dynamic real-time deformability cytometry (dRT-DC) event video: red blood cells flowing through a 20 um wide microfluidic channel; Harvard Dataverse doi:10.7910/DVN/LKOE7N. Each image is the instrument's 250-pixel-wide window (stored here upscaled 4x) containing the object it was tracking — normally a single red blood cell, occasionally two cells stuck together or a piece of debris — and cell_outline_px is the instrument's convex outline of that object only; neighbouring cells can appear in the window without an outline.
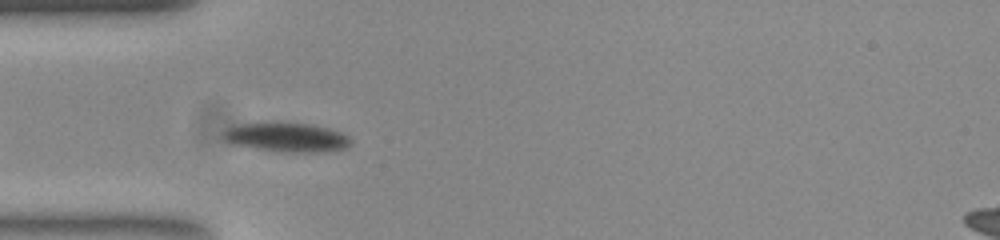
{"species": "common noctule bat (a hibernating species)", "species_latin": "Nyctalus noctula", "temperature_condition": "room temperature", "stored_images_in_passage": 43, "camera_frame_rate_fps": 3000, "um_per_image_px": 0.085, "animal": {"sex": "female", "body_mass_g": 23.0, "forearm_length_mm": 53.4}, "frame": {"image": 1, "passage_image": 3, "time_ms": 0.667, "image_size_px": [1000, 240], "cell_outline_px": [[352, 144], [344, 148], [316, 152], [280, 152], [236, 144], [224, 140], [224, 132], [228, 128], [240, 124], [308, 124], [328, 128], [340, 132], [348, 136], [352, 140]], "centroid_in_image_um": [24.43, 11.69], "position_along_channel_um": 60.6, "area_um2": 20.87}}
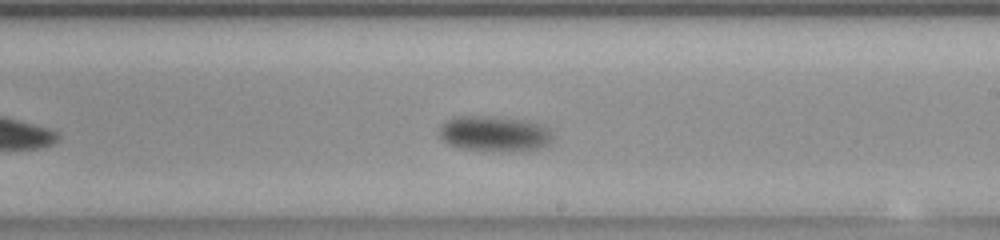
{"frame": {"image": 2, "passage_image": 19, "time_ms": 6.0, "image_size_px": [1000, 240], "cell_outline_px": [[552, 140], [548, 144], [536, 152], [500, 152], [464, 148], [448, 144], [440, 136], [440, 128], [444, 120], [452, 116], [492, 116], [524, 120], [540, 124], [548, 128], [552, 136]], "centroid_in_image_um": [42.07, 11.39], "position_along_channel_um": 246.9, "area_um2": 24.04}}
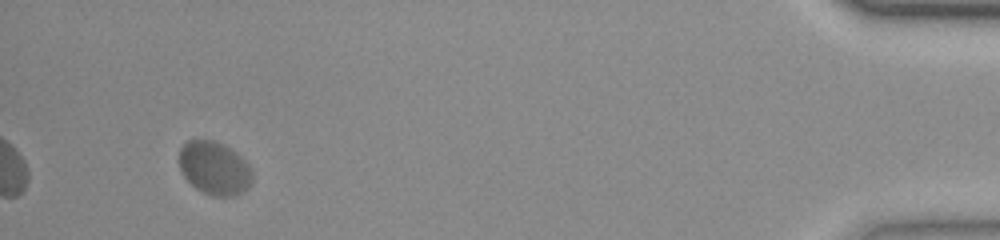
{"frame": {"image": 3, "passage_image": 40, "time_ms": 13.0, "image_size_px": [1000, 240], "cell_outline_px": [[252, 180], [236, 196], [212, 196], [196, 188], [184, 176], [180, 168], [180, 148], [188, 140], [212, 140], [224, 144], [236, 152], [248, 164], [252, 172]], "centroid_in_image_um": [18.22, 14.27], "position_along_channel_um": 417.0, "area_um2": 22.37}, "authors_computed_cell_mechanics": {"area_um2": 22.542, "velocity_mm_per_s": 3.5339, "shape_relaxation_time_tau1_ms": 7.4038, "shape_relaxation_time_tau2_ms": null, "deformation_change_tau1": 0.2184, "deformation_change_tau2": null}}